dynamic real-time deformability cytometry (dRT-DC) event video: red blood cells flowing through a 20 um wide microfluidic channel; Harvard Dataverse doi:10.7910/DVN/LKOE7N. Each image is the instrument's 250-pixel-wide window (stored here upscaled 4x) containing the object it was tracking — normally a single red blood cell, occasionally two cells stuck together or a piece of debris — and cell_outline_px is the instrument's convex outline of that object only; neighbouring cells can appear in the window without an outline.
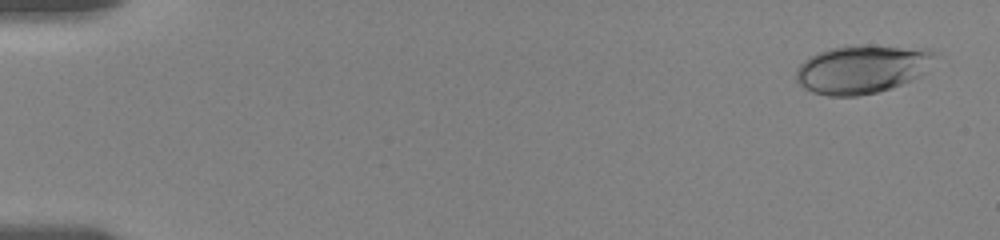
{"species": "human", "species_latin": "Homo sapiens", "temperature_condition": "room temperature", "stored_images_in_passage": 56, "camera_frame_rate_fps": 3000, "um_per_image_px": 0.085, "donor": {"sex": "female"}, "frame": {"image": 1, "passage_image": 3, "time_ms": 0.667, "image_size_px": [1000, 240], "cell_outline_px": [[940, 52], [920, 76], [892, 88], [876, 92], [856, 96], [828, 96], [812, 92], [804, 88], [796, 80], [796, 68], [804, 60], [828, 48], [844, 44], [856, 44], [928, 48]], "centroid_in_image_um": [73.29, 5.85], "position_along_channel_um": 11.7, "area_um2": 39.71}}
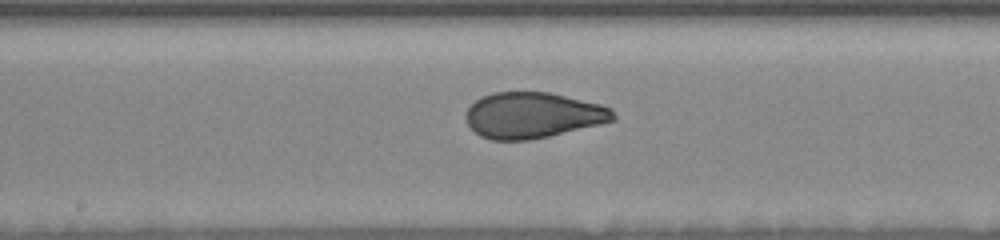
{"frame": {"image": 2, "passage_image": 31, "time_ms": 10.0, "image_size_px": [1000, 240], "cell_outline_px": [[616, 120], [600, 124], [548, 136], [528, 140], [492, 140], [480, 136], [468, 124], [464, 116], [464, 112], [480, 96], [492, 92], [548, 92], [600, 104], [612, 108], [616, 116]], "centroid_in_image_um": [45.27, 9.79], "position_along_channel_um": 202.9, "area_um2": 39.36}}
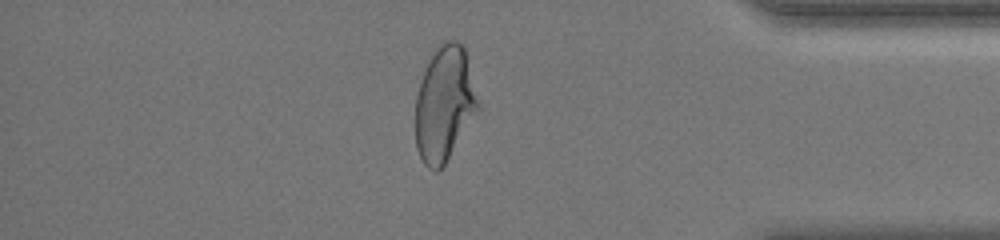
{"frame": {"image": 3, "passage_image": 49, "time_ms": 16.0, "image_size_px": [1000, 240], "cell_outline_px": [[480, 108], [444, 164], [436, 172], [428, 168], [424, 164], [416, 148], [416, 96], [424, 72], [440, 40], [456, 40], [464, 48], [480, 104]], "centroid_in_image_um": [37.78, 8.83], "position_along_channel_um": 397.4, "area_um2": 41.44}, "authors_computed_cell_mechanics": {"area_um2": 39.4485, "velocity_mm_per_s": 3.6196, "shape_relaxation_time_tau1_ms": 5.5177, "shape_relaxation_time_tau2_ms": 0.9366, "deformation_change_tau1": 0.1827, "deformation_change_tau2": 0.0651}}